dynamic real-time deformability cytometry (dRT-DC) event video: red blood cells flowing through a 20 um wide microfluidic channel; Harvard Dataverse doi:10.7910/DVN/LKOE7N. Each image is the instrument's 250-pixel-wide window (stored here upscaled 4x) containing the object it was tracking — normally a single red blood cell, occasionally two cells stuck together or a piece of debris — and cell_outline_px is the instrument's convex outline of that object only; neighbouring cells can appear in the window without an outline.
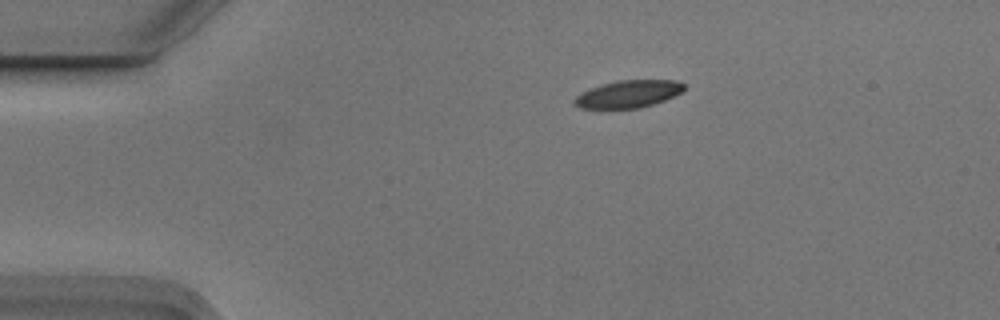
{"species": "Egyptian fruit bat (a non-hibernating species)", "species_latin": "Rousettus aegyptiacus", "temperature_condition": "cold", "stored_images_in_passage": 2, "camera_frame_rate_fps": 3000, "um_per_image_px": 0.085, "animal": {"sex": "male"}, "frame": {"image": 1, "passage_image": 1, "time_ms": 0.0, "image_size_px": [1000, 320], "cell_outline_px": [[684, 88], [680, 92], [664, 100], [640, 108], [580, 108], [572, 104], [572, 100], [576, 96], [592, 88], [604, 84], [620, 80], [676, 80], [684, 84]], "centroid_in_image_um": [53.38, 7.99], "position_along_channel_um": 31.6, "area_um2": 17.17}}